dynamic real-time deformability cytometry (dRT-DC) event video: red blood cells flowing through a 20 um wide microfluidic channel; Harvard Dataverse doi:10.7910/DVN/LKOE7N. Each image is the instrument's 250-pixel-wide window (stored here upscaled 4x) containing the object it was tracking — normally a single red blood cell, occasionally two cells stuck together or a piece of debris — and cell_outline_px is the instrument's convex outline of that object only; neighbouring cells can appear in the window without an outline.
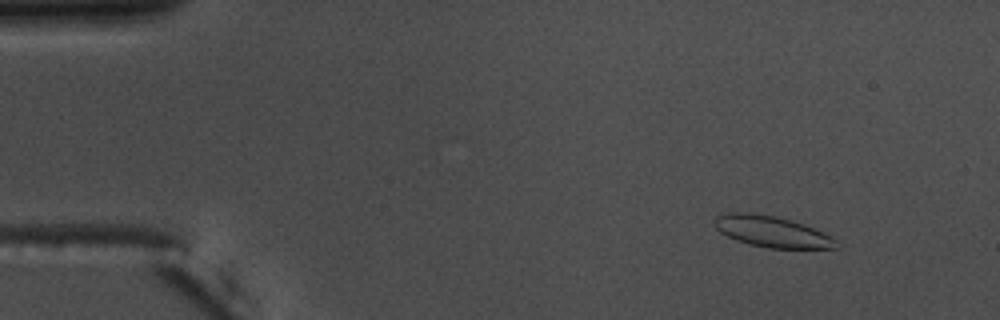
{"species": "common noctule bat (a hibernating species)", "species_latin": "Nyctalus noctula", "temperature_condition": "warm", "stored_images_in_passage": 56, "camera_frame_rate_fps": 3000, "um_per_image_px": 0.085, "animal": {"sex": "male", "body_mass_g": 17.5, "forearm_length_mm": 52.3}, "frame": {"image": 1, "passage_image": 6, "time_ms": 1.667, "image_size_px": [1000, 320], "cell_outline_px": [[836, 248], [768, 248], [748, 244], [736, 240], [720, 232], [712, 224], [712, 220], [716, 216], [728, 212], [748, 212], [776, 216], [804, 224], [836, 240]], "centroid_in_image_um": [65.5, 19.67], "position_along_channel_um": 19.5, "area_um2": 21.91}}
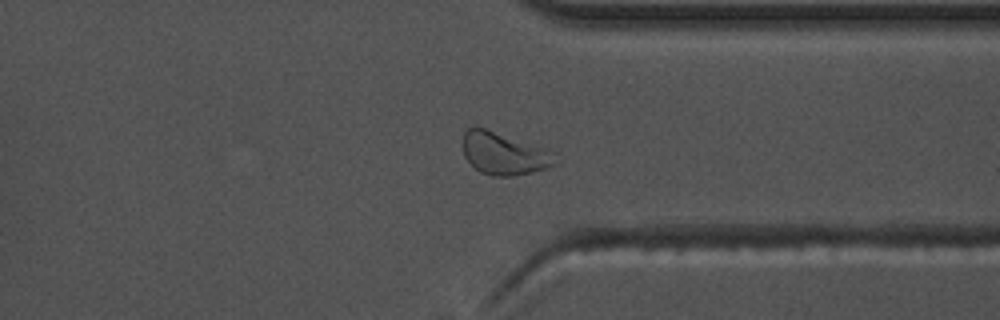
{"frame": {"image": 2, "passage_image": 43, "time_ms": 14.0, "image_size_px": [1000, 320], "cell_outline_px": [[556, 164], [532, 172], [512, 176], [492, 176], [480, 172], [464, 156], [464, 132], [468, 128], [476, 124], [556, 152]], "centroid_in_image_um": [42.84, 13.02], "position_along_channel_um": 368.6, "area_um2": 22.95}}
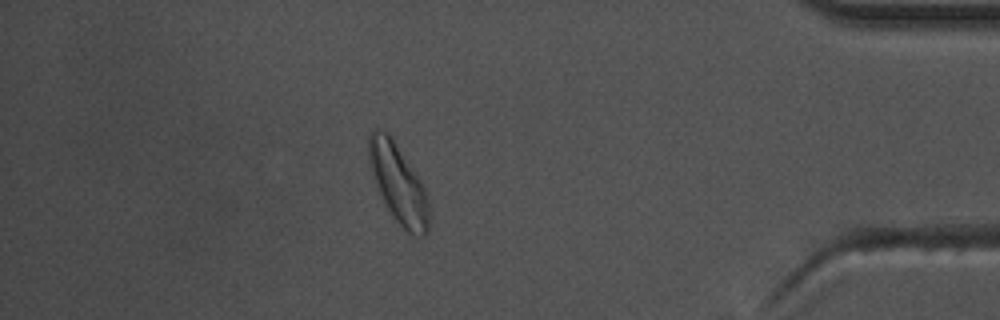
{"frame": {"image": 3, "passage_image": 49, "time_ms": 16.0, "image_size_px": [1000, 320], "cell_outline_px": [[428, 232], [424, 236], [412, 236], [396, 220], [384, 204], [376, 184], [368, 160], [368, 136], [376, 128], [388, 132], [420, 180], [424, 188], [428, 200]], "centroid_in_image_um": [33.84, 15.61], "position_along_channel_um": 401.4, "area_um2": 27.22}, "authors_computed_cell_mechanics": {"area_um2": 21.9351, "velocity_mm_per_s": 3.6355, "shape_relaxation_time_tau1_ms": 2.1021, "shape_relaxation_time_tau2_ms": 1.3349, "deformation_change_tau1": 0.1037, "deformation_change_tau2": 0.0726}}